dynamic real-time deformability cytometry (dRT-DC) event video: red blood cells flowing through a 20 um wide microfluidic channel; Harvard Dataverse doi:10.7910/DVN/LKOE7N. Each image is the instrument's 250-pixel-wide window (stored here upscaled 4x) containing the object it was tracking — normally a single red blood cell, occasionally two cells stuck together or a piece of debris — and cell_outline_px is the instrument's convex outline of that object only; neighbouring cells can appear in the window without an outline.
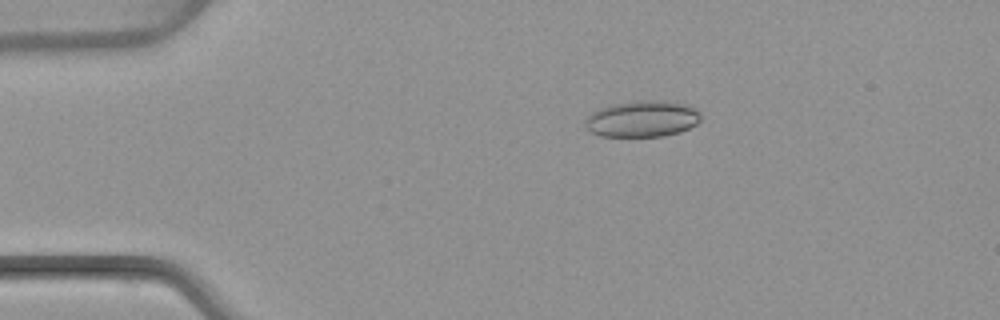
{"species": "common noctule bat (a hibernating species)", "species_latin": "Nyctalus noctula", "temperature_condition": "warm", "stored_images_in_passage": 4, "camera_frame_rate_fps": 3000, "um_per_image_px": 0.085, "animal": {"sex": "female", "body_mass_g": 22.7, "forearm_length_mm": 54.2}, "frame": {"image": 1, "passage_image": 2, "time_ms": 2.333, "image_size_px": [1000, 320], "cell_outline_px": [[700, 120], [696, 124], [680, 132], [664, 136], [600, 136], [592, 132], [584, 124], [584, 120], [592, 112], [608, 104], [636, 100], [660, 100], [684, 104], [696, 108], [700, 112]], "centroid_in_image_um": [54.58, 10.09], "position_along_channel_um": 30.4, "area_um2": 24.62}}